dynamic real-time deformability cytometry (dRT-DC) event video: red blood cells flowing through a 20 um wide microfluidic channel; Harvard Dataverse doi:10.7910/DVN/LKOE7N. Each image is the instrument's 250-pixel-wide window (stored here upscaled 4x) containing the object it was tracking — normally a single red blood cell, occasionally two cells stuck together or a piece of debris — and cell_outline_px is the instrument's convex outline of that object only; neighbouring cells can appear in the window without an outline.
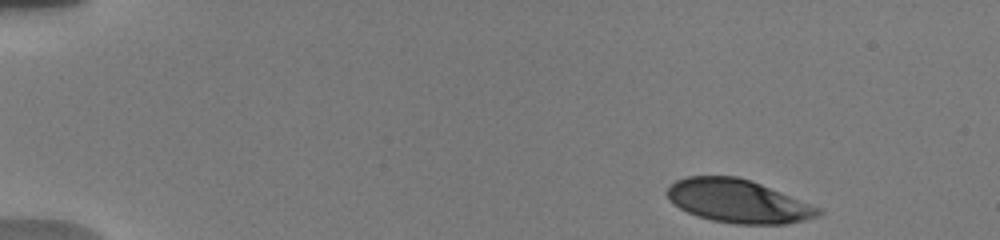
{"species": "human", "species_latin": "Homo sapiens", "temperature_condition": "warm", "stored_images_in_passage": 31, "camera_frame_rate_fps": 3000, "um_per_image_px": 0.085, "donor": {"sex": "male"}, "frame": {"image": 1, "passage_image": 1, "time_ms": 0.0, "image_size_px": [1000, 240], "cell_outline_px": [[824, 212], [820, 216], [804, 220], [784, 224], [736, 224], [712, 220], [688, 212], [680, 208], [668, 196], [668, 188], [676, 180], [688, 176], [736, 176], [752, 180], [820, 208]], "centroid_in_image_um": [62.78, 17.09], "position_along_channel_um": 22.2, "area_um2": 37.69}}
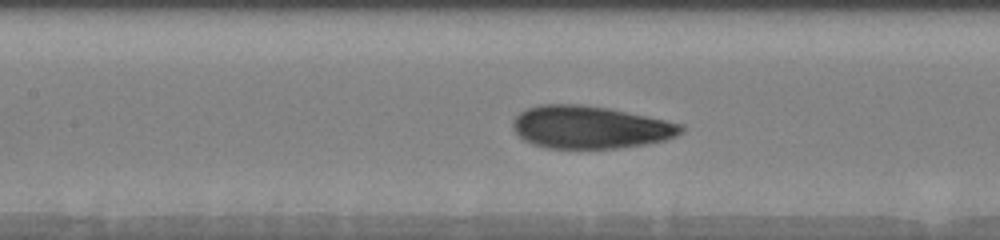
{"frame": {"image": 2, "passage_image": 15, "time_ms": 6.667, "image_size_px": [1000, 240], "cell_outline_px": [[684, 132], [676, 136], [664, 140], [644, 144], [616, 148], [548, 148], [524, 140], [512, 128], [512, 120], [524, 108], [540, 104], [580, 104], [608, 108], [684, 124]], "centroid_in_image_um": [50.15, 10.8], "position_along_channel_um": 157.3, "area_um2": 41.73}}
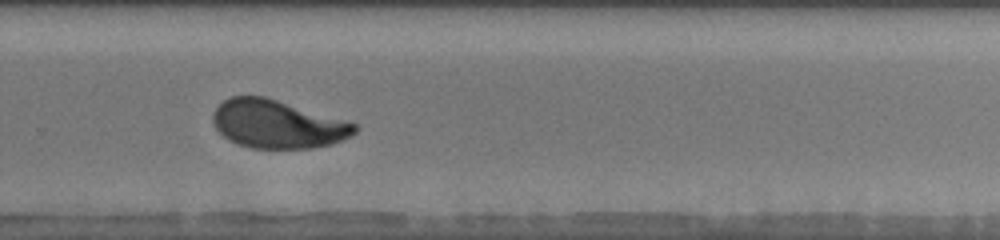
{"frame": {"image": 3, "passage_image": 24, "time_ms": 10.667, "image_size_px": [1000, 240], "cell_outline_px": [[360, 128], [356, 132], [332, 144], [312, 148], [252, 148], [236, 144], [228, 140], [216, 128], [212, 120], [212, 112], [224, 100], [232, 96], [264, 96], [356, 124]], "centroid_in_image_um": [23.54, 10.56], "position_along_channel_um": 306.3, "area_um2": 39.42}, "authors_computed_cell_mechanics": {"area_um2": 40.2866, "velocity_mm_per_s": 3.7406, "shape_relaxation_time_tau1_ms": 3.5504, "shape_relaxation_time_tau2_ms": null, "deformation_change_tau1": 0.1582, "deformation_change_tau2": null}}